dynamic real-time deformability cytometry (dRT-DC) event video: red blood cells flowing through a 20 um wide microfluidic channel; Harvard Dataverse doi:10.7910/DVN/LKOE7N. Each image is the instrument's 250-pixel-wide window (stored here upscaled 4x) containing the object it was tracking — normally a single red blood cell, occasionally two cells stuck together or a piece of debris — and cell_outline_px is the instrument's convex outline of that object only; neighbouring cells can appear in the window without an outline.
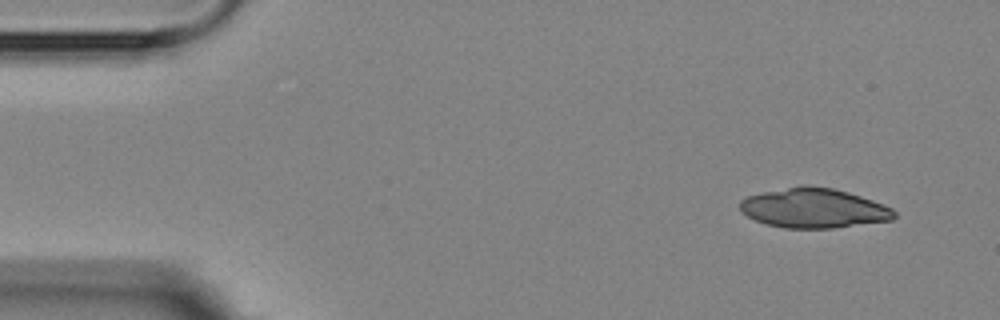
{"species": "Egyptian fruit bat (a non-hibernating species)", "species_latin": "Rousettus aegyptiacus", "temperature_condition": "room temperature", "stored_images_in_passage": 4, "camera_frame_rate_fps": 3000, "um_per_image_px": 0.085, "animal": {"sex": "female"}, "frame": {"image": 1, "passage_image": 1, "time_ms": 0.0, "image_size_px": [1000, 320], "cell_outline_px": [[896, 216], [892, 220], [832, 228], [784, 228], [768, 224], [756, 220], [740, 212], [740, 200], [748, 196], [764, 192], [804, 184], [832, 188], [848, 192], [884, 204], [892, 208], [896, 212]], "centroid_in_image_um": [69.18, 17.69], "position_along_channel_um": 15.8, "area_um2": 35.55}}